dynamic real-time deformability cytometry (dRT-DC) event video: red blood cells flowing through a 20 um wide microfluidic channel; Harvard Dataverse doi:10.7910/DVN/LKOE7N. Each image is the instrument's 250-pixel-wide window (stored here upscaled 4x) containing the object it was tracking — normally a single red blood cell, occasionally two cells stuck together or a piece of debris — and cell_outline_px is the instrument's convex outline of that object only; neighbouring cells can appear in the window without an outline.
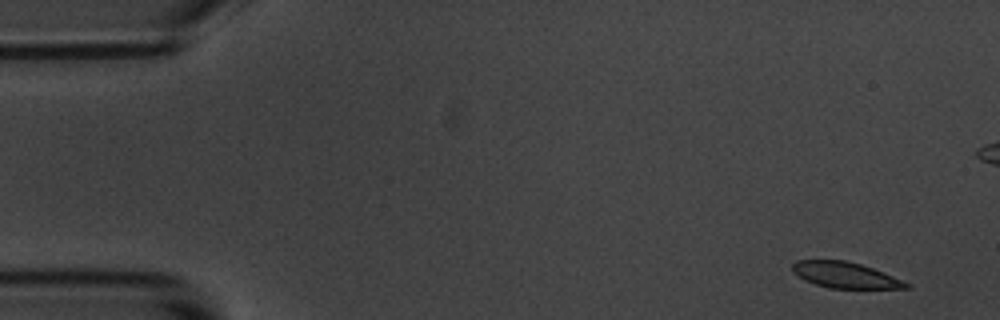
{"species": "common noctule bat (a hibernating species)", "species_latin": "Nyctalus noctula", "temperature_condition": "room temperature", "stored_images_in_passage": 7, "camera_frame_rate_fps": 3000, "um_per_image_px": 0.085, "animal": {"sex": "male", "body_mass_g": 20.1, "forearm_length_mm": 53.5}, "frame": {"image": 1, "passage_image": 1, "time_ms": 0.0, "image_size_px": [1000, 320], "cell_outline_px": [[912, 288], [828, 288], [804, 280], [792, 272], [792, 264], [796, 260], [844, 260], [860, 264], [884, 272], [912, 284]], "centroid_in_image_um": [71.85, 23.38], "position_along_channel_um": 13.2, "area_um2": 17.22}}
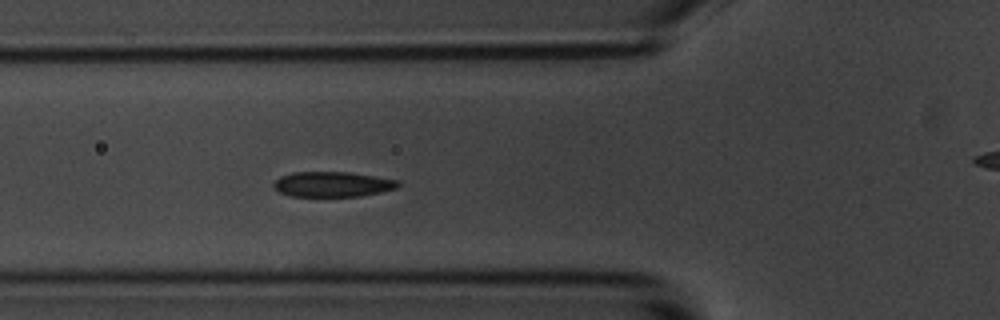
{"frame": {"image": 2, "passage_image": 6, "time_ms": 5.667, "image_size_px": [1000, 320], "cell_outline_px": [[400, 184], [396, 188], [380, 192], [360, 196], [292, 196], [280, 192], [272, 184], [280, 176], [292, 172], [348, 172], [400, 180]], "centroid_in_image_um": [28.27, 15.65], "position_along_channel_um": 97.5, "area_um2": 18.15}}